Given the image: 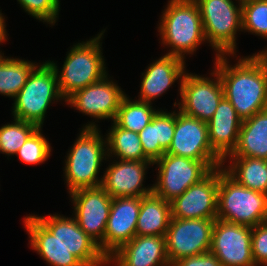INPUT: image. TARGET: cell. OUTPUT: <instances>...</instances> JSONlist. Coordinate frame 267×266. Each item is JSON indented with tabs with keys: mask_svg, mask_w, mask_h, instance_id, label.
<instances>
[{
	"mask_svg": "<svg viewBox=\"0 0 267 266\" xmlns=\"http://www.w3.org/2000/svg\"><path fill=\"white\" fill-rule=\"evenodd\" d=\"M242 30L267 38V0L242 5Z\"/></svg>",
	"mask_w": 267,
	"mask_h": 266,
	"instance_id": "cell-30",
	"label": "cell"
},
{
	"mask_svg": "<svg viewBox=\"0 0 267 266\" xmlns=\"http://www.w3.org/2000/svg\"><path fill=\"white\" fill-rule=\"evenodd\" d=\"M251 248L255 266H267V221L252 227Z\"/></svg>",
	"mask_w": 267,
	"mask_h": 266,
	"instance_id": "cell-34",
	"label": "cell"
},
{
	"mask_svg": "<svg viewBox=\"0 0 267 266\" xmlns=\"http://www.w3.org/2000/svg\"><path fill=\"white\" fill-rule=\"evenodd\" d=\"M95 123L84 126L65 160V179L69 193L81 188H95L102 184L98 172L103 159L106 160V140ZM105 157V158H104Z\"/></svg>",
	"mask_w": 267,
	"mask_h": 266,
	"instance_id": "cell-3",
	"label": "cell"
},
{
	"mask_svg": "<svg viewBox=\"0 0 267 266\" xmlns=\"http://www.w3.org/2000/svg\"><path fill=\"white\" fill-rule=\"evenodd\" d=\"M166 153L194 160H222L209 141L208 124L183 114L175 113V130Z\"/></svg>",
	"mask_w": 267,
	"mask_h": 266,
	"instance_id": "cell-17",
	"label": "cell"
},
{
	"mask_svg": "<svg viewBox=\"0 0 267 266\" xmlns=\"http://www.w3.org/2000/svg\"><path fill=\"white\" fill-rule=\"evenodd\" d=\"M14 123L0 128V152L15 155L29 136L38 128L37 125L14 118Z\"/></svg>",
	"mask_w": 267,
	"mask_h": 266,
	"instance_id": "cell-29",
	"label": "cell"
},
{
	"mask_svg": "<svg viewBox=\"0 0 267 266\" xmlns=\"http://www.w3.org/2000/svg\"><path fill=\"white\" fill-rule=\"evenodd\" d=\"M185 61L174 55H164L148 66L142 74L139 101L151 103L156 97L162 96L172 84L183 79L185 74Z\"/></svg>",
	"mask_w": 267,
	"mask_h": 266,
	"instance_id": "cell-21",
	"label": "cell"
},
{
	"mask_svg": "<svg viewBox=\"0 0 267 266\" xmlns=\"http://www.w3.org/2000/svg\"><path fill=\"white\" fill-rule=\"evenodd\" d=\"M139 138L144 154L152 162L161 158L166 153V150L160 144H155L154 116L150 123L139 133Z\"/></svg>",
	"mask_w": 267,
	"mask_h": 266,
	"instance_id": "cell-35",
	"label": "cell"
},
{
	"mask_svg": "<svg viewBox=\"0 0 267 266\" xmlns=\"http://www.w3.org/2000/svg\"><path fill=\"white\" fill-rule=\"evenodd\" d=\"M175 130V111H157L154 115L155 144H160L166 151L169 149Z\"/></svg>",
	"mask_w": 267,
	"mask_h": 266,
	"instance_id": "cell-33",
	"label": "cell"
},
{
	"mask_svg": "<svg viewBox=\"0 0 267 266\" xmlns=\"http://www.w3.org/2000/svg\"><path fill=\"white\" fill-rule=\"evenodd\" d=\"M225 55H217L215 70L220 76L224 97L243 120L267 108V73L250 56L229 66Z\"/></svg>",
	"mask_w": 267,
	"mask_h": 266,
	"instance_id": "cell-1",
	"label": "cell"
},
{
	"mask_svg": "<svg viewBox=\"0 0 267 266\" xmlns=\"http://www.w3.org/2000/svg\"><path fill=\"white\" fill-rule=\"evenodd\" d=\"M170 220V202L153 192L140 197L136 236H165Z\"/></svg>",
	"mask_w": 267,
	"mask_h": 266,
	"instance_id": "cell-24",
	"label": "cell"
},
{
	"mask_svg": "<svg viewBox=\"0 0 267 266\" xmlns=\"http://www.w3.org/2000/svg\"><path fill=\"white\" fill-rule=\"evenodd\" d=\"M215 220L171 218L165 235L170 265L178 259L210 252Z\"/></svg>",
	"mask_w": 267,
	"mask_h": 266,
	"instance_id": "cell-9",
	"label": "cell"
},
{
	"mask_svg": "<svg viewBox=\"0 0 267 266\" xmlns=\"http://www.w3.org/2000/svg\"><path fill=\"white\" fill-rule=\"evenodd\" d=\"M112 124L106 137L108 156L113 154L124 161H151L143 152L139 133L118 127L115 123Z\"/></svg>",
	"mask_w": 267,
	"mask_h": 266,
	"instance_id": "cell-26",
	"label": "cell"
},
{
	"mask_svg": "<svg viewBox=\"0 0 267 266\" xmlns=\"http://www.w3.org/2000/svg\"><path fill=\"white\" fill-rule=\"evenodd\" d=\"M259 65L260 67L267 73V50L261 51L257 54H253L251 56Z\"/></svg>",
	"mask_w": 267,
	"mask_h": 266,
	"instance_id": "cell-37",
	"label": "cell"
},
{
	"mask_svg": "<svg viewBox=\"0 0 267 266\" xmlns=\"http://www.w3.org/2000/svg\"><path fill=\"white\" fill-rule=\"evenodd\" d=\"M36 66L31 61L0 55V94L15 98Z\"/></svg>",
	"mask_w": 267,
	"mask_h": 266,
	"instance_id": "cell-27",
	"label": "cell"
},
{
	"mask_svg": "<svg viewBox=\"0 0 267 266\" xmlns=\"http://www.w3.org/2000/svg\"><path fill=\"white\" fill-rule=\"evenodd\" d=\"M252 227L216 219L211 248L222 266H255L252 248Z\"/></svg>",
	"mask_w": 267,
	"mask_h": 266,
	"instance_id": "cell-11",
	"label": "cell"
},
{
	"mask_svg": "<svg viewBox=\"0 0 267 266\" xmlns=\"http://www.w3.org/2000/svg\"><path fill=\"white\" fill-rule=\"evenodd\" d=\"M152 161H116L107 167L101 187L112 197H143L152 193V186L144 188L147 165Z\"/></svg>",
	"mask_w": 267,
	"mask_h": 266,
	"instance_id": "cell-18",
	"label": "cell"
},
{
	"mask_svg": "<svg viewBox=\"0 0 267 266\" xmlns=\"http://www.w3.org/2000/svg\"><path fill=\"white\" fill-rule=\"evenodd\" d=\"M41 129L38 127L15 154L19 156L22 163L39 164L50 157L51 146L42 135Z\"/></svg>",
	"mask_w": 267,
	"mask_h": 266,
	"instance_id": "cell-31",
	"label": "cell"
},
{
	"mask_svg": "<svg viewBox=\"0 0 267 266\" xmlns=\"http://www.w3.org/2000/svg\"><path fill=\"white\" fill-rule=\"evenodd\" d=\"M103 33L104 31L89 41L74 45L65 58L61 72L53 61H48L57 72L60 93L65 99L75 91L98 82L108 75L100 50V39Z\"/></svg>",
	"mask_w": 267,
	"mask_h": 266,
	"instance_id": "cell-5",
	"label": "cell"
},
{
	"mask_svg": "<svg viewBox=\"0 0 267 266\" xmlns=\"http://www.w3.org/2000/svg\"><path fill=\"white\" fill-rule=\"evenodd\" d=\"M229 157L267 160V108L242 121L237 147Z\"/></svg>",
	"mask_w": 267,
	"mask_h": 266,
	"instance_id": "cell-23",
	"label": "cell"
},
{
	"mask_svg": "<svg viewBox=\"0 0 267 266\" xmlns=\"http://www.w3.org/2000/svg\"><path fill=\"white\" fill-rule=\"evenodd\" d=\"M126 94L104 76L98 82L75 91L65 102L76 110L98 119L114 121L122 99Z\"/></svg>",
	"mask_w": 267,
	"mask_h": 266,
	"instance_id": "cell-16",
	"label": "cell"
},
{
	"mask_svg": "<svg viewBox=\"0 0 267 266\" xmlns=\"http://www.w3.org/2000/svg\"><path fill=\"white\" fill-rule=\"evenodd\" d=\"M223 167H219L217 218L251 227L266 222L267 194L240 185Z\"/></svg>",
	"mask_w": 267,
	"mask_h": 266,
	"instance_id": "cell-4",
	"label": "cell"
},
{
	"mask_svg": "<svg viewBox=\"0 0 267 266\" xmlns=\"http://www.w3.org/2000/svg\"><path fill=\"white\" fill-rule=\"evenodd\" d=\"M5 18H3L1 12H0V43L4 42L7 39V35H6V25H5ZM0 55L1 52H0Z\"/></svg>",
	"mask_w": 267,
	"mask_h": 266,
	"instance_id": "cell-38",
	"label": "cell"
},
{
	"mask_svg": "<svg viewBox=\"0 0 267 266\" xmlns=\"http://www.w3.org/2000/svg\"><path fill=\"white\" fill-rule=\"evenodd\" d=\"M200 10L205 38L217 55L235 54L236 32L242 31V6L232 0H194Z\"/></svg>",
	"mask_w": 267,
	"mask_h": 266,
	"instance_id": "cell-8",
	"label": "cell"
},
{
	"mask_svg": "<svg viewBox=\"0 0 267 266\" xmlns=\"http://www.w3.org/2000/svg\"><path fill=\"white\" fill-rule=\"evenodd\" d=\"M240 2H239V4L238 5H244V4H246V3H249L250 1H252V0H239Z\"/></svg>",
	"mask_w": 267,
	"mask_h": 266,
	"instance_id": "cell-39",
	"label": "cell"
},
{
	"mask_svg": "<svg viewBox=\"0 0 267 266\" xmlns=\"http://www.w3.org/2000/svg\"><path fill=\"white\" fill-rule=\"evenodd\" d=\"M23 9L38 20L55 24L59 12V0H17Z\"/></svg>",
	"mask_w": 267,
	"mask_h": 266,
	"instance_id": "cell-32",
	"label": "cell"
},
{
	"mask_svg": "<svg viewBox=\"0 0 267 266\" xmlns=\"http://www.w3.org/2000/svg\"><path fill=\"white\" fill-rule=\"evenodd\" d=\"M60 99L66 101L60 93L57 72L46 61L41 66L37 64L29 74L15 97L12 114L16 119L41 127L50 103Z\"/></svg>",
	"mask_w": 267,
	"mask_h": 266,
	"instance_id": "cell-6",
	"label": "cell"
},
{
	"mask_svg": "<svg viewBox=\"0 0 267 266\" xmlns=\"http://www.w3.org/2000/svg\"><path fill=\"white\" fill-rule=\"evenodd\" d=\"M159 29L163 45L172 47L167 55L184 58L206 40L198 4L194 0H170L163 11Z\"/></svg>",
	"mask_w": 267,
	"mask_h": 266,
	"instance_id": "cell-2",
	"label": "cell"
},
{
	"mask_svg": "<svg viewBox=\"0 0 267 266\" xmlns=\"http://www.w3.org/2000/svg\"><path fill=\"white\" fill-rule=\"evenodd\" d=\"M140 197L112 198L103 241L98 245L108 259L136 236Z\"/></svg>",
	"mask_w": 267,
	"mask_h": 266,
	"instance_id": "cell-15",
	"label": "cell"
},
{
	"mask_svg": "<svg viewBox=\"0 0 267 266\" xmlns=\"http://www.w3.org/2000/svg\"><path fill=\"white\" fill-rule=\"evenodd\" d=\"M117 266H171L165 236H135L108 258Z\"/></svg>",
	"mask_w": 267,
	"mask_h": 266,
	"instance_id": "cell-19",
	"label": "cell"
},
{
	"mask_svg": "<svg viewBox=\"0 0 267 266\" xmlns=\"http://www.w3.org/2000/svg\"><path fill=\"white\" fill-rule=\"evenodd\" d=\"M211 75L216 79L184 74L179 89L182 100L177 104L180 112L206 123L213 117L224 92L216 70Z\"/></svg>",
	"mask_w": 267,
	"mask_h": 266,
	"instance_id": "cell-10",
	"label": "cell"
},
{
	"mask_svg": "<svg viewBox=\"0 0 267 266\" xmlns=\"http://www.w3.org/2000/svg\"><path fill=\"white\" fill-rule=\"evenodd\" d=\"M219 167L171 201V218L217 219Z\"/></svg>",
	"mask_w": 267,
	"mask_h": 266,
	"instance_id": "cell-13",
	"label": "cell"
},
{
	"mask_svg": "<svg viewBox=\"0 0 267 266\" xmlns=\"http://www.w3.org/2000/svg\"><path fill=\"white\" fill-rule=\"evenodd\" d=\"M171 266H222L218 258L211 252L178 259Z\"/></svg>",
	"mask_w": 267,
	"mask_h": 266,
	"instance_id": "cell-36",
	"label": "cell"
},
{
	"mask_svg": "<svg viewBox=\"0 0 267 266\" xmlns=\"http://www.w3.org/2000/svg\"><path fill=\"white\" fill-rule=\"evenodd\" d=\"M232 164L223 169L237 183L267 194V160L252 157H230Z\"/></svg>",
	"mask_w": 267,
	"mask_h": 266,
	"instance_id": "cell-25",
	"label": "cell"
},
{
	"mask_svg": "<svg viewBox=\"0 0 267 266\" xmlns=\"http://www.w3.org/2000/svg\"><path fill=\"white\" fill-rule=\"evenodd\" d=\"M207 124L212 150L225 161L237 147L242 119L232 104L223 97Z\"/></svg>",
	"mask_w": 267,
	"mask_h": 266,
	"instance_id": "cell-20",
	"label": "cell"
},
{
	"mask_svg": "<svg viewBox=\"0 0 267 266\" xmlns=\"http://www.w3.org/2000/svg\"><path fill=\"white\" fill-rule=\"evenodd\" d=\"M24 227L29 234L32 250L51 266H85L33 215L24 218Z\"/></svg>",
	"mask_w": 267,
	"mask_h": 266,
	"instance_id": "cell-22",
	"label": "cell"
},
{
	"mask_svg": "<svg viewBox=\"0 0 267 266\" xmlns=\"http://www.w3.org/2000/svg\"><path fill=\"white\" fill-rule=\"evenodd\" d=\"M223 160H194L187 157L165 153L153 162L157 164L158 181L152 192L171 202L191 185L198 183L212 169L223 166Z\"/></svg>",
	"mask_w": 267,
	"mask_h": 266,
	"instance_id": "cell-7",
	"label": "cell"
},
{
	"mask_svg": "<svg viewBox=\"0 0 267 266\" xmlns=\"http://www.w3.org/2000/svg\"><path fill=\"white\" fill-rule=\"evenodd\" d=\"M35 217L59 240L63 247L77 257L85 266H103L108 259L98 244L78 225L74 218L60 215Z\"/></svg>",
	"mask_w": 267,
	"mask_h": 266,
	"instance_id": "cell-12",
	"label": "cell"
},
{
	"mask_svg": "<svg viewBox=\"0 0 267 266\" xmlns=\"http://www.w3.org/2000/svg\"><path fill=\"white\" fill-rule=\"evenodd\" d=\"M79 227L98 245L103 241L112 197L101 187L81 188L69 193Z\"/></svg>",
	"mask_w": 267,
	"mask_h": 266,
	"instance_id": "cell-14",
	"label": "cell"
},
{
	"mask_svg": "<svg viewBox=\"0 0 267 266\" xmlns=\"http://www.w3.org/2000/svg\"><path fill=\"white\" fill-rule=\"evenodd\" d=\"M151 105L139 100L131 101L126 95L121 101L113 122L118 127L140 133L158 111L153 109Z\"/></svg>",
	"mask_w": 267,
	"mask_h": 266,
	"instance_id": "cell-28",
	"label": "cell"
}]
</instances>
